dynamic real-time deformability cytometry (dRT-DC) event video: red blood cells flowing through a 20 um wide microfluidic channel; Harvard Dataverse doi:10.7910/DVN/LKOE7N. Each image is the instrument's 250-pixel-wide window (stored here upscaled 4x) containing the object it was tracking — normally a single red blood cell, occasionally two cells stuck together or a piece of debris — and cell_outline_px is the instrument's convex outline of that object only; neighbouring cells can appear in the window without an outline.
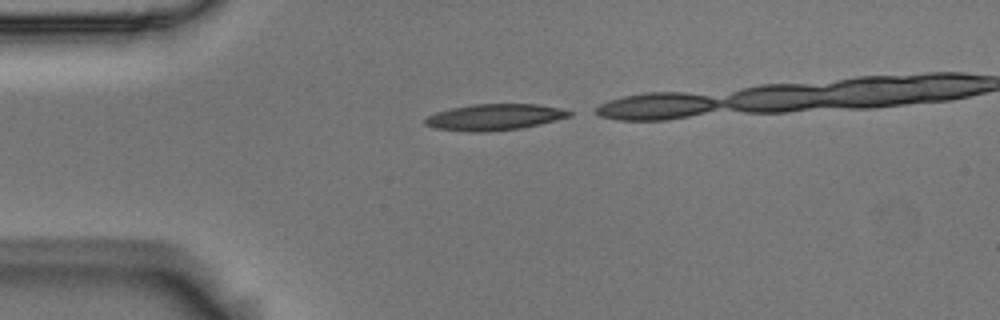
{"species": "Egyptian fruit bat (a non-hibernating species)", "species_latin": "Rousettus aegyptiacus", "temperature_condition": "room temperature", "stored_images_in_passage": 11, "camera_frame_rate_fps": 3000, "um_per_image_px": 0.085, "animal": {"sex": "male"}, "frame": {"image": 1, "passage_image": 1, "time_ms": 0.0, "image_size_px": [1000, 320], "cell_outline_px": [[572, 116], [540, 124], [520, 128], [488, 132], [468, 132], [436, 128], [424, 124], [424, 120], [428, 116], [436, 112], [452, 108], [472, 104], [536, 104], [560, 108], [572, 112]], "centroid_in_image_um": [42.03, 9.96], "position_along_channel_um": 43.0, "area_um2": 22.02}}
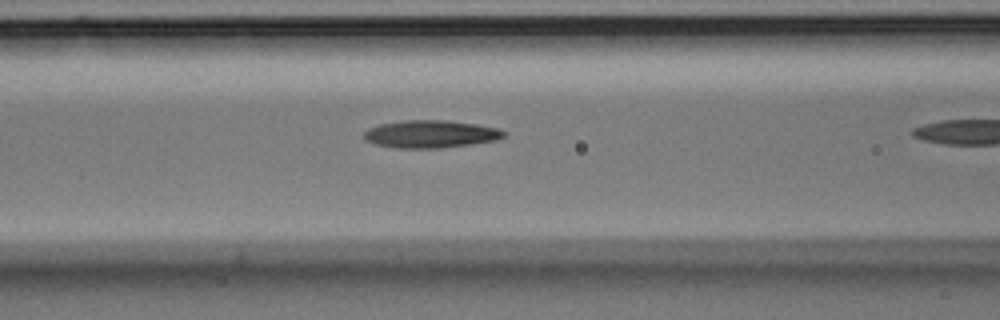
{"frame": {"image": 2, "passage_image": 10, "time_ms": 3.0, "image_size_px": [1000, 320], "cell_outline_px": [[508, 132], [504, 136], [496, 140], [472, 144], [440, 148], [396, 148], [376, 144], [368, 140], [364, 136], [364, 132], [368, 128], [380, 124], [408, 120], [444, 120], [476, 124], [496, 128]], "centroid_in_image_um": [36.62, 11.39], "position_along_channel_um": 130.0, "area_um2": 22.31}}